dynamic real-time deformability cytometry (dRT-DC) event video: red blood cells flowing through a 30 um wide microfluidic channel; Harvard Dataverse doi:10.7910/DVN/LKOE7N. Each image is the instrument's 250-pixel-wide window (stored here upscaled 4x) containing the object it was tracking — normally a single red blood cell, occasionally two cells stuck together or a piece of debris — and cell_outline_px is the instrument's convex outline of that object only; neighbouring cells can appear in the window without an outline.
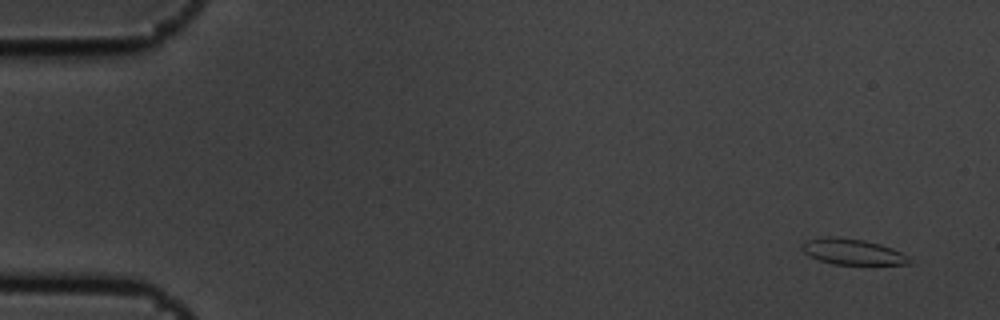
{"species": "common noctule bat (a hibernating species)", "species_latin": "Nyctalus noctula", "temperature_condition": "cold", "stored_images_in_passage": 6, "camera_frame_rate_fps": 3000, "um_per_image_px": 0.085, "animal": {"sex": "male", "body_mass_g": 19.5, "forearm_length_mm": 54.6}, "frame": {"image": 1, "passage_image": 1, "time_ms": 0.0, "image_size_px": [1000, 320], "cell_outline_px": [[916, 264], [832, 264], [808, 256], [800, 248], [808, 240], [824, 236], [832, 236], [864, 240], [880, 244], [892, 248], [908, 256]], "centroid_in_image_um": [72.48, 21.4], "position_along_channel_um": 12.5, "area_um2": 16.13}}
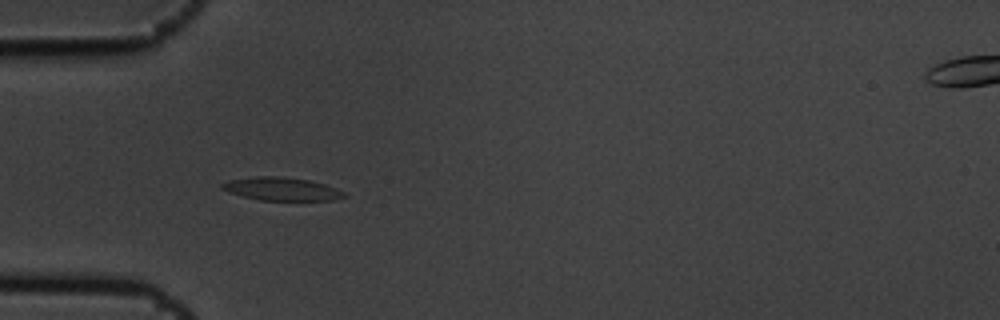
{"frame": {"image": 2, "passage_image": 5, "time_ms": 1.333, "image_size_px": [1000, 320], "cell_outline_px": [[344, 196], [332, 200], [260, 200], [228, 192], [220, 188], [220, 184], [228, 180], [256, 176], [280, 176], [308, 180], [324, 184], [336, 188], [344, 192]], "centroid_in_image_um": [23.88, 16.05], "position_along_channel_um": 61.1, "area_um2": 16.3}}
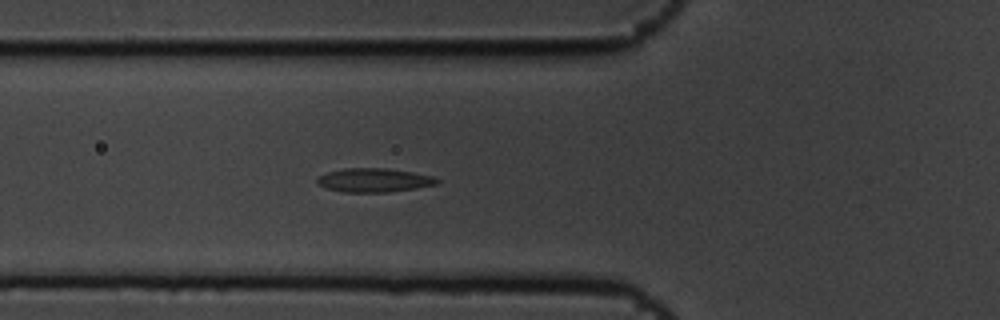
{"frame": {"image": 3, "passage_image": 6, "time_ms": 1.667, "image_size_px": [1000, 320], "cell_outline_px": [[440, 180], [436, 184], [416, 188], [388, 192], [344, 192], [328, 188], [320, 184], [316, 180], [320, 176], [328, 172], [344, 168], [384, 168], [412, 172], [432, 176]], "centroid_in_image_um": [31.81, 15.31], "position_along_channel_um": 94.0, "area_um2": 16.36}}